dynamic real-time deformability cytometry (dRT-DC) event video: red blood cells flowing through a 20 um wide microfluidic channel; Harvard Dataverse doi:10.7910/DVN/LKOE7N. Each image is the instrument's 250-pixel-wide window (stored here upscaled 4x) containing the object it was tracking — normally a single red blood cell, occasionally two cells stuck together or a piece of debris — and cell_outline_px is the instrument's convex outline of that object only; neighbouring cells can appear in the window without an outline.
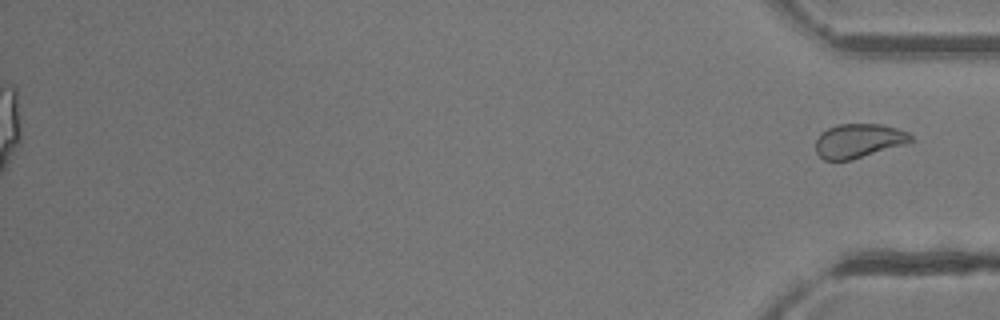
{"species": "common noctule bat (a hibernating species)", "species_latin": "Nyctalus noctula", "temperature_condition": "room temperature", "stored_images_in_passage": 50, "segment_of_instrument_passage": [2, 2], "camera_frame_rate_fps": 3000, "um_per_image_px": 0.085, "animal": {"sex": "female"}, "frame": {"image": 1, "passage_image": 50, "time_ms": 16.333, "image_size_px": [1000, 320], "cell_outline_px": [[912, 140], [908, 144], [852, 160], [824, 160], [816, 152], [816, 140], [828, 128], [840, 124], [880, 124], [896, 128], [908, 132], [912, 136]], "centroid_in_image_um": [73.03, 11.98], "position_along_channel_um": 362.2, "area_um2": 18.9}}